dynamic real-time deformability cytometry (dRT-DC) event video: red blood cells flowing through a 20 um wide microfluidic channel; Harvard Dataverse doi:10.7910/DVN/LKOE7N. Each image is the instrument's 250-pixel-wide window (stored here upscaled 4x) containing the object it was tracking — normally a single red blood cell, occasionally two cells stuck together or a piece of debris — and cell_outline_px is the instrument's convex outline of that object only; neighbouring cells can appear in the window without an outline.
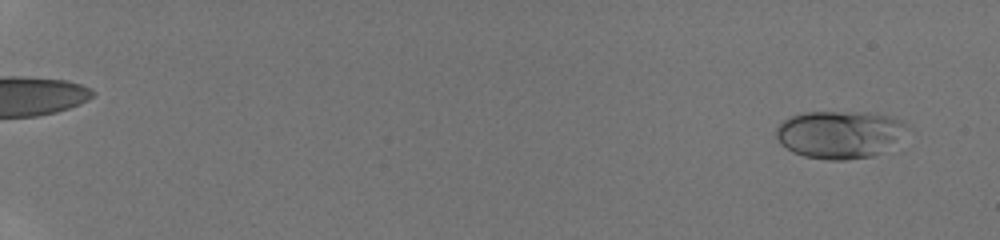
{"species": "human", "species_latin": "Homo sapiens", "temperature_condition": "room temperature", "stored_images_in_passage": 53, "camera_frame_rate_fps": 3000, "um_per_image_px": 0.085, "donor": {"sex": "male"}, "frame": {"image": 1, "passage_image": 4, "time_ms": 1.0, "image_size_px": [1000, 240], "cell_outline_px": [[908, 124], [880, 152], [872, 156], [844, 160], [828, 160], [804, 156], [792, 152], [780, 144], [776, 136], [776, 128], [784, 120], [800, 112], [872, 112], [892, 116]], "centroid_in_image_um": [71.25, 11.4], "position_along_channel_um": 13.8, "area_um2": 35.72}}
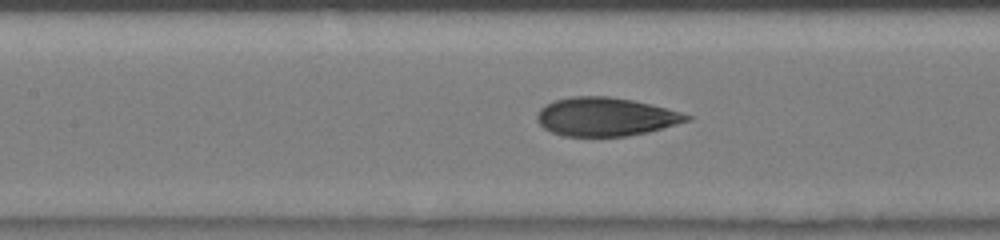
{"frame": {"image": 2, "passage_image": 29, "time_ms": 9.333, "image_size_px": [1000, 240], "cell_outline_px": [[692, 120], [648, 132], [628, 136], [564, 136], [552, 132], [544, 128], [536, 120], [536, 112], [544, 104], [552, 100], [572, 96], [608, 96], [632, 100], [680, 112], [692, 116]], "centroid_in_image_um": [51.43, 9.92], "position_along_channel_um": 156.0, "area_um2": 33.7}}
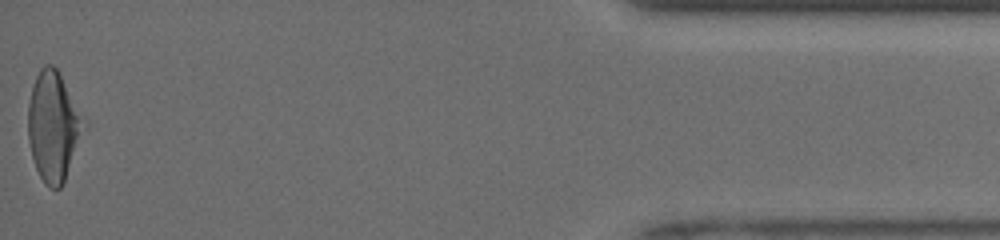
{"frame": {"image": 3, "passage_image": 53, "time_ms": 17.333, "image_size_px": [1000, 240], "cell_outline_px": [[88, 128], [64, 180], [60, 188], [48, 188], [44, 184], [36, 168], [32, 156], [28, 140], [28, 104], [32, 84], [40, 68], [44, 64], [52, 64], [56, 68], [88, 120]], "centroid_in_image_um": [4.59, 10.72], "position_along_channel_um": 430.6, "area_um2": 36.47}, "authors_computed_cell_mechanics": {"area_um2": 33.6974, "velocity_mm_per_s": 4.2557, "shape_relaxation_time_tau1_ms": 3.88, "shape_relaxation_time_tau2_ms": 0.8886, "deformation_change_tau1": 0.1474, "deformation_change_tau2": 0.0725}}